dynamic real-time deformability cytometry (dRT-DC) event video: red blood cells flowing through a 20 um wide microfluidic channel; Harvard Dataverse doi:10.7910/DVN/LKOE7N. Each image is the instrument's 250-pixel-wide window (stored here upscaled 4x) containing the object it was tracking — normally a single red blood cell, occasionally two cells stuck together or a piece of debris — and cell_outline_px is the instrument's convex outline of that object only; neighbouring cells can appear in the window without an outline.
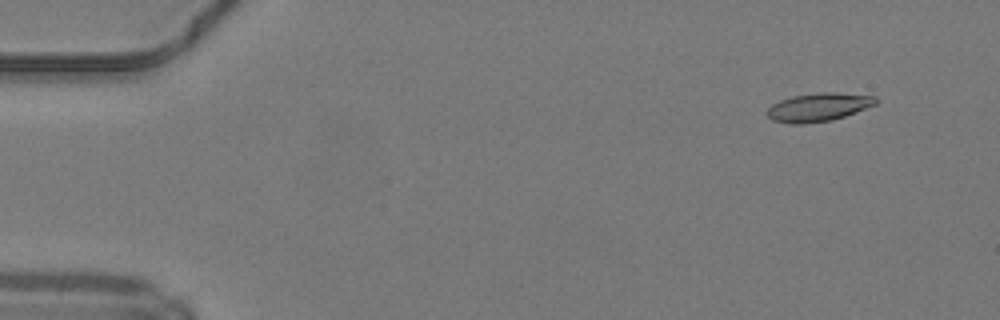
{"species": "common noctule bat (a hibernating species)", "species_latin": "Nyctalus noctula", "temperature_condition": "warm", "stored_images_in_passage": 16, "camera_frame_rate_fps": 3000, "um_per_image_px": 0.085, "animal": {"sex": "male", "body_mass_g": 19.2, "forearm_length_mm": 51.8}, "frame": {"image": 1, "passage_image": 5, "time_ms": 1.333, "image_size_px": [1000, 320], "cell_outline_px": [[880, 100], [876, 104], [844, 116], [832, 120], [804, 124], [792, 124], [772, 120], [768, 116], [768, 108], [772, 104], [780, 100], [792, 96], [820, 92], [836, 92], [876, 96]], "centroid_in_image_um": [69.59, 9.1], "position_along_channel_um": 15.4, "area_um2": 17.98}}
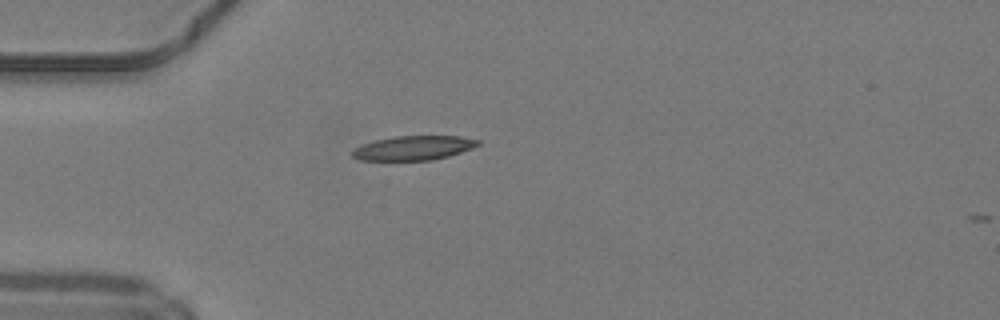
{"frame": {"image": 2, "passage_image": 15, "time_ms": 4.667, "image_size_px": [1000, 320], "cell_outline_px": [[480, 144], [472, 148], [448, 156], [432, 160], [360, 160], [352, 156], [352, 152], [356, 148], [364, 144], [376, 140], [396, 136], [460, 136], [480, 140]], "centroid_in_image_um": [35.18, 12.57], "position_along_channel_um": 49.8, "area_um2": 17.57}}